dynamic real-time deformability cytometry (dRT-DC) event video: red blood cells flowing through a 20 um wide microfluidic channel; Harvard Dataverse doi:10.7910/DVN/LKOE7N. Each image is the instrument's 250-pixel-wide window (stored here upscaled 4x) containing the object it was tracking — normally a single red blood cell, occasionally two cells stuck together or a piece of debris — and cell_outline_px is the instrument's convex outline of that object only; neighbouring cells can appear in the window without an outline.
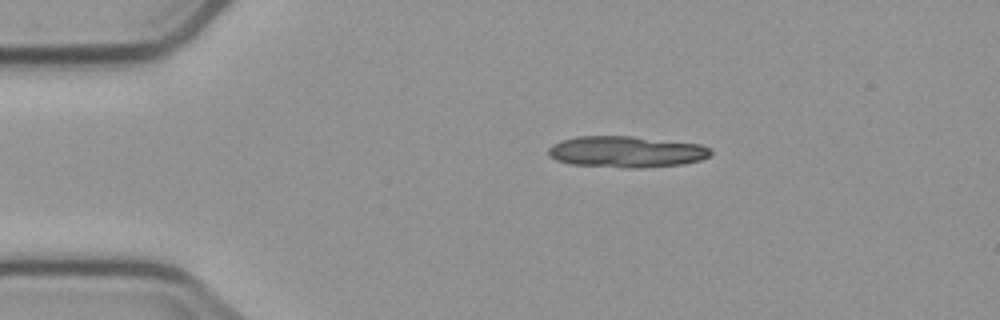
{"species": "common noctule bat (a hibernating species)", "species_latin": "Nyctalus noctula", "temperature_condition": "cold", "stored_images_in_passage": 4, "camera_frame_rate_fps": 3000, "um_per_image_px": 0.085, "animal": {"sex": "male", "body_mass_g": 23.1, "forearm_length_mm": 52.7}, "frame": {"image": 1, "passage_image": 2, "time_ms": 1.333, "image_size_px": [1000, 320], "cell_outline_px": [[712, 152], [708, 156], [700, 160], [684, 164], [640, 168], [624, 168], [572, 164], [556, 160], [548, 152], [548, 148], [552, 144], [560, 140], [576, 136], [632, 136], [700, 144], [708, 148]], "centroid_in_image_um": [53.21, 12.9], "position_along_channel_um": 31.8, "area_um2": 29.65}}